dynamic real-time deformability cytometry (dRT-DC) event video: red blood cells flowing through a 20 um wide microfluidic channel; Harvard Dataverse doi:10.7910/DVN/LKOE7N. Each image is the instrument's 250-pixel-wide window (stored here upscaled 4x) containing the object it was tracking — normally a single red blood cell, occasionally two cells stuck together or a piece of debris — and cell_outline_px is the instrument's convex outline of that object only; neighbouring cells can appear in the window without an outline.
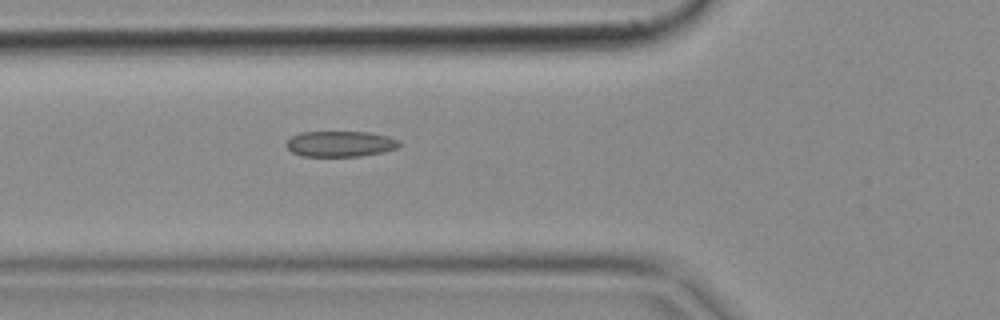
{"species": "common noctule bat (a hibernating species)", "species_latin": "Nyctalus noctula", "temperature_condition": "cold", "stored_images_in_passage": 2, "camera_frame_rate_fps": 3000, "um_per_image_px": 0.085, "animal": {"sex": "female", "body_mass_g": 18.4}, "frame": {"image": 1, "passage_image": 2, "time_ms": 0.333, "image_size_px": [1000, 320], "cell_outline_px": [[400, 144], [396, 148], [380, 152], [360, 156], [300, 156], [292, 152], [284, 144], [292, 136], [300, 132], [368, 132], [388, 136], [400, 140]], "centroid_in_image_um": [28.89, 12.22], "position_along_channel_um": 96.9, "area_um2": 16.88}}